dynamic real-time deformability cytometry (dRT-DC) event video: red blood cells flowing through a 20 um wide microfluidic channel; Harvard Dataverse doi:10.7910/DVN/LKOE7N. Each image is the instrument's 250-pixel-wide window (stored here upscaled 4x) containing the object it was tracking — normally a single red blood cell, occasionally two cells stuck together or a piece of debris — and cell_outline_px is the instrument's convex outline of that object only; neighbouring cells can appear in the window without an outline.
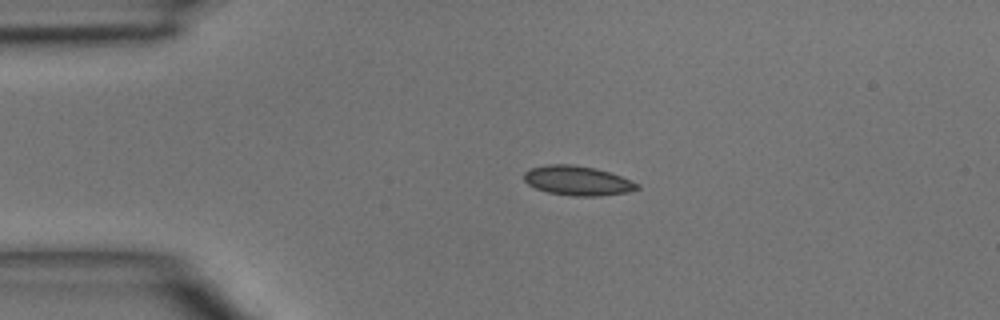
{"species": "common noctule bat (a hibernating species)", "species_latin": "Nyctalus noctula", "temperature_condition": "room temperature", "stored_images_in_passage": 6, "camera_frame_rate_fps": 3000, "um_per_image_px": 0.085, "animal": {"sex": "male", "body_mass_g": 15.6}, "frame": {"image": 1, "passage_image": 1, "time_ms": 0.0, "image_size_px": [1000, 320], "cell_outline_px": [[640, 188], [628, 192], [600, 196], [572, 196], [548, 192], [536, 188], [528, 184], [524, 180], [524, 172], [528, 168], [548, 164], [572, 164], [596, 168], [632, 180], [640, 184]], "centroid_in_image_um": [49.09, 15.35], "position_along_channel_um": 35.9, "area_um2": 19.59}}
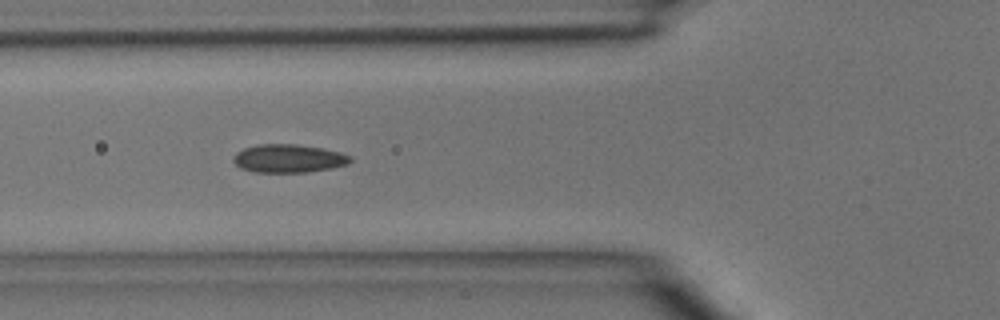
{"frame": {"image": 2, "passage_image": 3, "time_ms": 2.333, "image_size_px": [1000, 320], "cell_outline_px": [[352, 160], [348, 164], [332, 168], [308, 172], [252, 172], [240, 168], [232, 160], [232, 156], [236, 152], [244, 148], [256, 144], [296, 144], [324, 148], [340, 152], [352, 156]], "centroid_in_image_um": [24.52, 13.46], "position_along_channel_um": 101.3, "area_um2": 19.54}}